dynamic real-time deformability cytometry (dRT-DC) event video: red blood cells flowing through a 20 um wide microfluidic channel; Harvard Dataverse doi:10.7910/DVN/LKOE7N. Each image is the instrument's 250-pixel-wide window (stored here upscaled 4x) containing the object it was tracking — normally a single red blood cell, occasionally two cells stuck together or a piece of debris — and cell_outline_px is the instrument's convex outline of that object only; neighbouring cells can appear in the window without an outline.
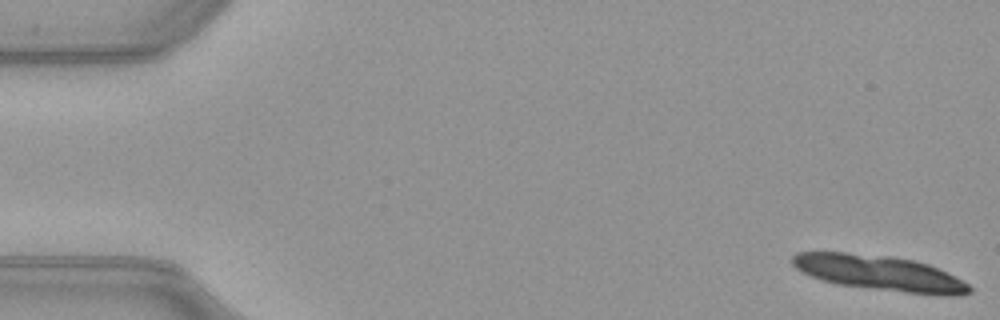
{"species": "common noctule bat (a hibernating species)", "species_latin": "Nyctalus noctula", "temperature_condition": "warm", "stored_images_in_passage": 13, "camera_frame_rate_fps": 3000, "um_per_image_px": 0.085, "animal": {"sex": "female", "body_mass_g": 21.9}, "frame": {"image": 1, "passage_image": 1, "time_ms": 0.0, "image_size_px": [1000, 320], "cell_outline_px": [[972, 292], [960, 296], [940, 296], [836, 284], [820, 280], [796, 268], [792, 264], [792, 256], [796, 252], [844, 252], [892, 256], [916, 260], [928, 264], [968, 284], [972, 288]], "centroid_in_image_um": [74.76, 23.21], "position_along_channel_um": 10.2, "area_um2": 36.24}}